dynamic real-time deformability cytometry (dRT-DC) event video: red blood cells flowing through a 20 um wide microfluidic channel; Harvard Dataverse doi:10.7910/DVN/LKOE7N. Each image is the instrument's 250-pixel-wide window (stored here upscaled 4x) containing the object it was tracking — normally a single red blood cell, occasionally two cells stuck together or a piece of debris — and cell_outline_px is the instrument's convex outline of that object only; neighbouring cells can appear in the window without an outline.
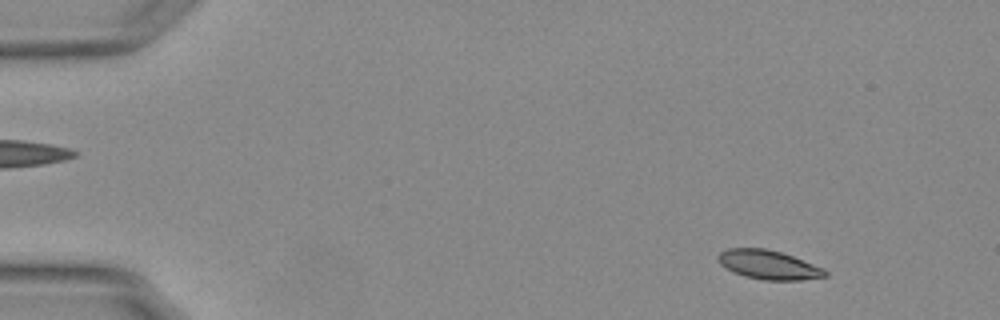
{"species": "Egyptian fruit bat (a non-hibernating species)", "species_latin": "Rousettus aegyptiacus", "temperature_condition": "warm", "stored_images_in_passage": 53, "camera_frame_rate_fps": 3000, "um_per_image_px": 0.085, "animal": {"sex": "female"}, "frame": {"image": 1, "passage_image": 4, "time_ms": 1.0, "image_size_px": [1000, 320], "cell_outline_px": [[828, 276], [800, 280], [764, 280], [744, 276], [720, 264], [716, 256], [720, 252], [728, 248], [768, 248], [792, 256], [824, 268], [828, 272]], "centroid_in_image_um": [65.34, 22.5], "position_along_channel_um": 19.7, "area_um2": 18.03}}
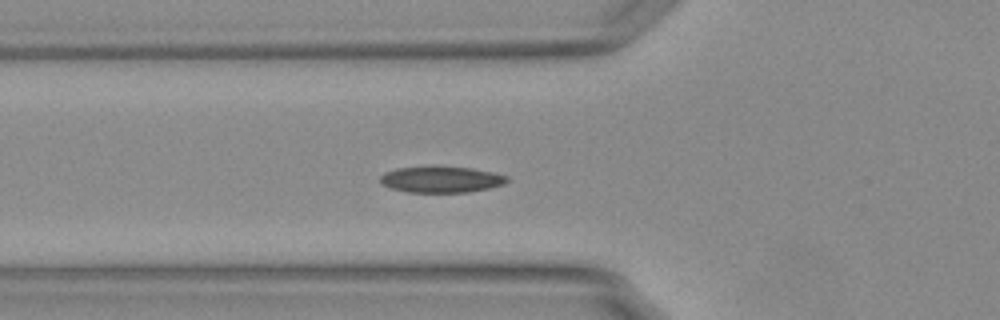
{"frame": {"image": 2, "passage_image": 18, "time_ms": 5.667, "image_size_px": [1000, 320], "cell_outline_px": [[508, 180], [504, 184], [488, 188], [468, 192], [408, 192], [392, 188], [380, 184], [380, 176], [384, 172], [396, 168], [436, 164], [472, 168], [492, 172], [508, 176]], "centroid_in_image_um": [37.46, 15.21], "position_along_channel_um": 88.3, "area_um2": 19.94}}
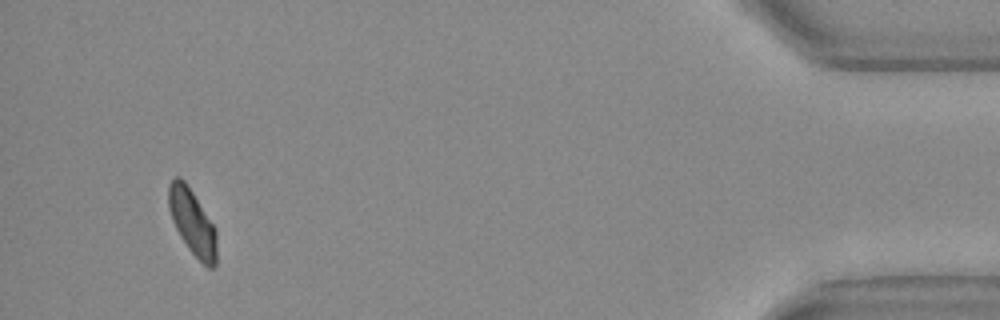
{"frame": {"image": 3, "passage_image": 50, "time_ms": 16.333, "image_size_px": [1000, 320], "cell_outline_px": [[216, 268], [208, 268], [188, 248], [180, 236], [172, 220], [168, 208], [168, 184], [176, 176], [180, 176], [184, 180], [216, 228]], "centroid_in_image_um": [16.34, 18.88], "position_along_channel_um": 418.9, "area_um2": 18.32}, "authors_computed_cell_mechanics": {"area_um2": 18.6116, "velocity_mm_per_s": 3.7632, "shape_relaxation_time_tau1_ms": 8.7582, "shape_relaxation_time_tau2_ms": 2.4295, "deformation_change_tau1": 0.216, "deformation_change_tau2": 0.0713}}